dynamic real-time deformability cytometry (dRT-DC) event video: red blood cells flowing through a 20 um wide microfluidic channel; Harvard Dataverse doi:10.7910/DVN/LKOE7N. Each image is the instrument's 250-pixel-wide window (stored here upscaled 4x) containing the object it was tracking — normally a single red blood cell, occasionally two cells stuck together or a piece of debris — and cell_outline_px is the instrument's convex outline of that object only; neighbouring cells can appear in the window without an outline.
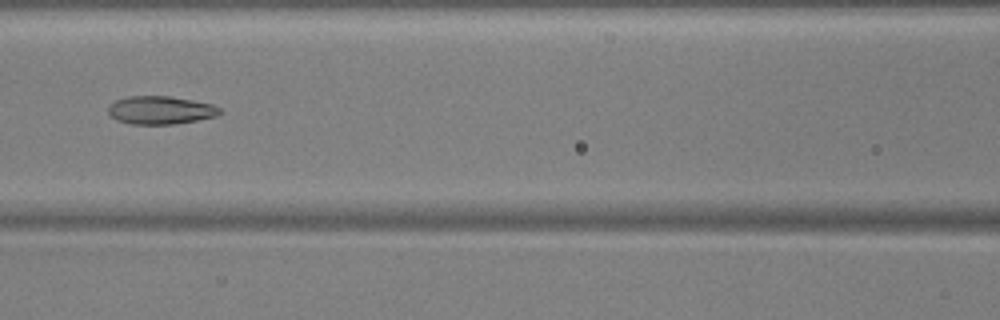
{"species": "common noctule bat (a hibernating species)", "species_latin": "Nyctalus noctula", "temperature_condition": "warm", "stored_images_in_passage": 53, "camera_frame_rate_fps": 3000, "um_per_image_px": 0.085, "animal": {"sex": "male", "body_mass_g": 17.9, "forearm_length_mm": 54.2}, "frame": {"image": 1, "passage_image": 24, "time_ms": 7.667, "image_size_px": [1000, 320], "cell_outline_px": [[224, 112], [216, 116], [196, 120], [172, 124], [132, 124], [116, 120], [108, 112], [108, 108], [116, 100], [128, 96], [168, 96], [192, 100], [212, 104], [220, 108]], "centroid_in_image_um": [13.66, 9.36], "position_along_channel_um": 152.9, "area_um2": 18.15}}
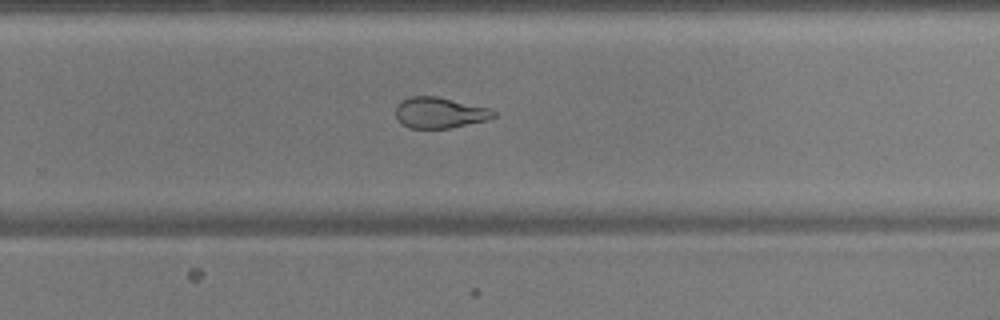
{"frame": {"image": 2, "passage_image": 35, "time_ms": 11.333, "image_size_px": [1000, 320], "cell_outline_px": [[496, 116], [488, 120], [448, 128], [408, 128], [396, 116], [396, 104], [400, 100], [408, 96], [436, 96], [488, 108], [496, 112]], "centroid_in_image_um": [37.35, 9.57], "position_along_channel_um": 292.5, "area_um2": 17.51}}
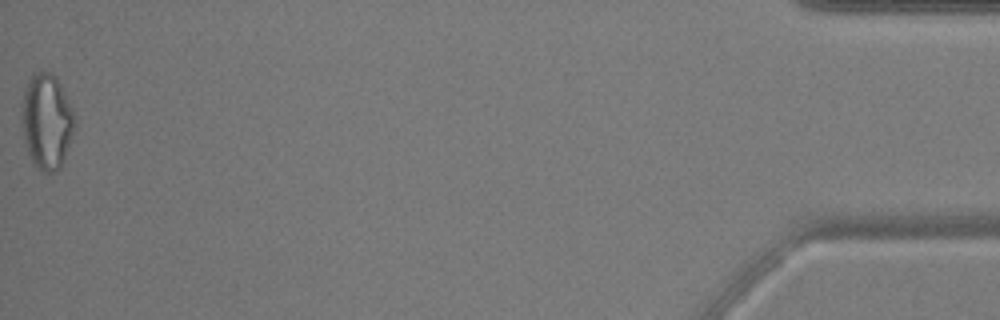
{"frame": {"image": 3, "passage_image": 53, "time_ms": 17.333, "image_size_px": [1000, 320], "cell_outline_px": [[76, 124], [60, 168], [56, 172], [40, 172], [32, 164], [24, 140], [20, 120], [24, 88], [32, 72], [52, 72], [60, 84], [72, 108]], "centroid_in_image_um": [3.94, 10.32], "position_along_channel_um": 431.3, "area_um2": 29.71}, "authors_computed_cell_mechanics": {"area_um2": 20.8658, "velocity_mm_per_s": 3.8151, "shape_relaxation_time_tau1_ms": null, "shape_relaxation_time_tau2_ms": 2.3624, "deformation_change_tau1": null, "deformation_change_tau2": 0.0986}}